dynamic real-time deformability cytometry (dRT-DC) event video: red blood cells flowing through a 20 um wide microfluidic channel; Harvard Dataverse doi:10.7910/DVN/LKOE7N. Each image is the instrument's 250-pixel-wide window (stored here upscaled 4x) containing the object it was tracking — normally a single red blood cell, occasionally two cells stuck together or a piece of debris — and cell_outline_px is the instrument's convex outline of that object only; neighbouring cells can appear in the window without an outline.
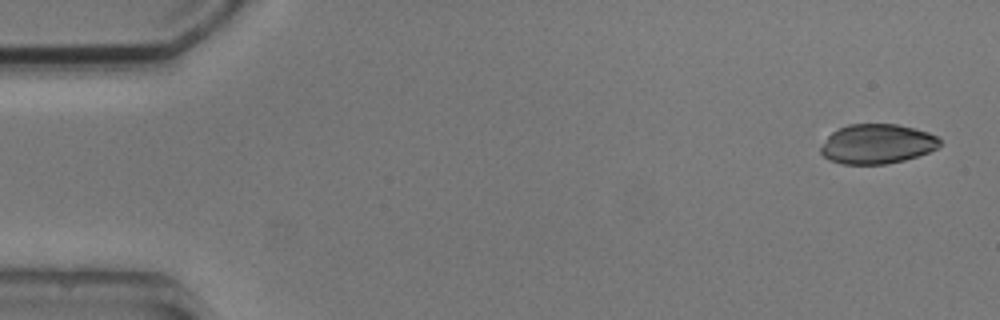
{"species": "common noctule bat (a hibernating species)", "species_latin": "Nyctalus noctula", "temperature_condition": "cold", "stored_images_in_passage": 4, "camera_frame_rate_fps": 3000, "um_per_image_px": 0.085, "animal": {"sex": "male", "body_mass_g": 20.5, "forearm_length_mm": 52.5}, "frame": {"image": 1, "passage_image": 1, "time_ms": 0.0, "image_size_px": [1000, 320], "cell_outline_px": [[940, 144], [936, 148], [928, 152], [904, 160], [884, 164], [840, 164], [828, 160], [820, 152], [820, 148], [828, 136], [832, 132], [848, 124], [896, 124], [928, 132], [936, 136], [940, 140]], "centroid_in_image_um": [74.52, 12.24], "position_along_channel_um": 10.5, "area_um2": 27.34}}